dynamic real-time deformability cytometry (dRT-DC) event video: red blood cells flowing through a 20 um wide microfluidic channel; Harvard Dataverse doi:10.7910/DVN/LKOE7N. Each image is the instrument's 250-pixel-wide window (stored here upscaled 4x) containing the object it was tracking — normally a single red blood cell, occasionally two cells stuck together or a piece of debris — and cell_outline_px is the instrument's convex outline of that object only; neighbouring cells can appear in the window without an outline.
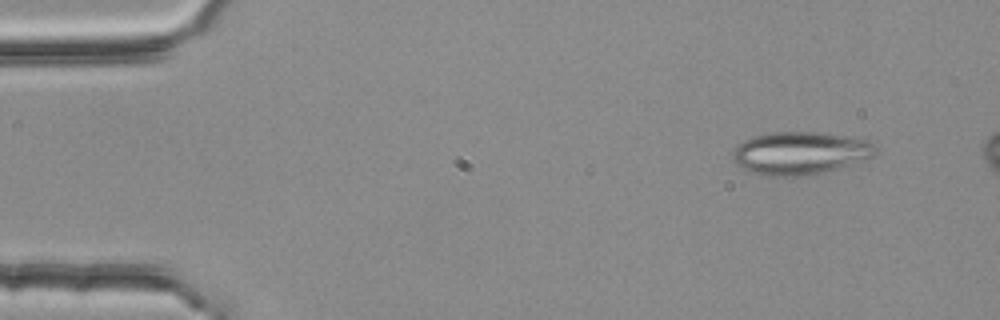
{"species": "common noctule bat (a hibernating species)", "species_latin": "Nyctalus noctula", "temperature_condition": "room temperature", "stored_images_in_passage": 5, "camera_frame_rate_fps": 3000, "um_per_image_px": 0.085, "animal": {"sex": "female", "body_mass_g": 25.1}, "frame": {"image": 1, "passage_image": 1, "time_ms": 0.0, "image_size_px": [1000, 320], "cell_outline_px": [[876, 152], [872, 156], [824, 172], [804, 176], [768, 176], [748, 172], [732, 160], [732, 152], [744, 140], [752, 136], [772, 132], [816, 132], [844, 136], [868, 140], [876, 148]], "centroid_in_image_um": [67.94, 13.01], "position_along_channel_um": 17.1, "area_um2": 35.26}}